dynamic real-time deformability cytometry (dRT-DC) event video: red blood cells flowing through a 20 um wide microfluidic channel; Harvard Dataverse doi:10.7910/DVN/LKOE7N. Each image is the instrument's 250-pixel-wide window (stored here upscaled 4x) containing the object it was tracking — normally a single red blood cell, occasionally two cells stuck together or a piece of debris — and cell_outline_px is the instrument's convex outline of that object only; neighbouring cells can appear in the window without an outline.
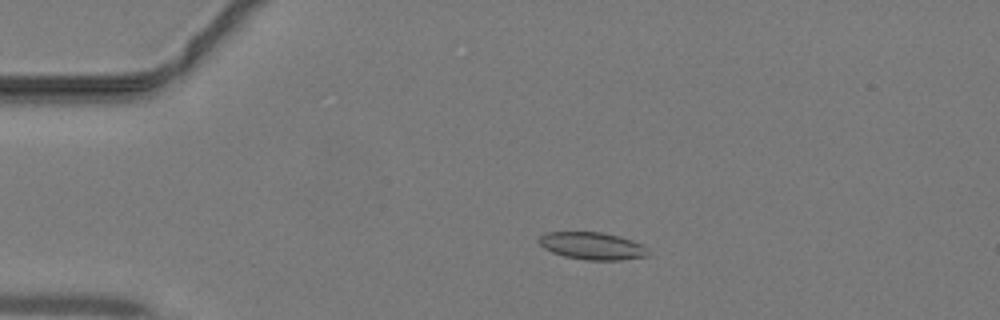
{"species": "common noctule bat (a hibernating species)", "species_latin": "Nyctalus noctula", "temperature_condition": "warm", "stored_images_in_passage": 44, "camera_frame_rate_fps": 3000, "um_per_image_px": 0.085, "animal": {"sex": "male", "body_mass_g": 19.2, "forearm_length_mm": 51.8}, "frame": {"image": 1, "passage_image": 10, "time_ms": 3.0, "image_size_px": [1000, 320], "cell_outline_px": [[648, 256], [620, 260], [584, 260], [564, 256], [552, 252], [544, 248], [540, 244], [540, 236], [548, 232], [604, 232], [620, 236], [632, 240], [648, 248]], "centroid_in_image_um": [50.37, 20.9], "position_along_channel_um": 34.6, "area_um2": 17.4}}
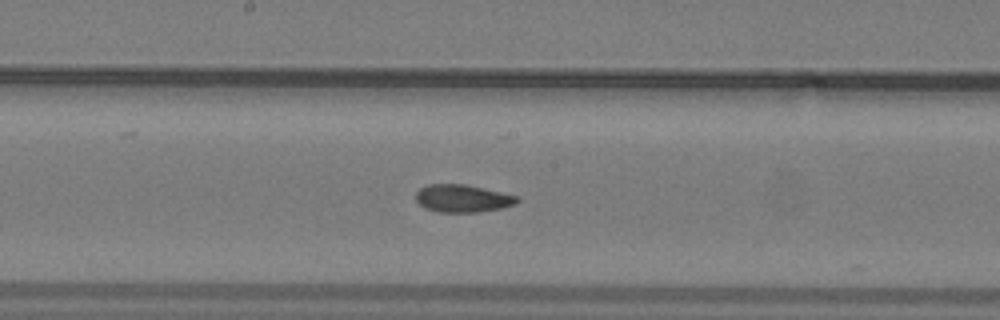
{"frame": {"image": 2, "passage_image": 24, "time_ms": 7.667, "image_size_px": [1000, 320], "cell_outline_px": [[520, 200], [516, 204], [500, 208], [476, 212], [436, 212], [424, 208], [416, 200], [416, 192], [420, 188], [428, 184], [464, 184], [520, 196]], "centroid_in_image_um": [39.32, 16.86], "position_along_channel_um": 208.9, "area_um2": 16.36}}
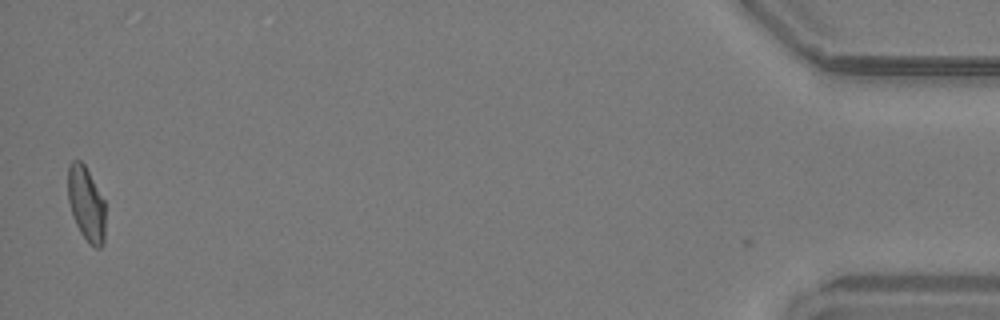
{"frame": {"image": 3, "passage_image": 44, "time_ms": 14.333, "image_size_px": [1000, 320], "cell_outline_px": [[104, 244], [100, 248], [96, 248], [80, 232], [76, 224], [68, 200], [68, 164], [72, 160], [80, 160], [84, 164], [104, 200]], "centroid_in_image_um": [7.32, 17.29], "position_along_channel_um": 427.9, "area_um2": 15.95}}